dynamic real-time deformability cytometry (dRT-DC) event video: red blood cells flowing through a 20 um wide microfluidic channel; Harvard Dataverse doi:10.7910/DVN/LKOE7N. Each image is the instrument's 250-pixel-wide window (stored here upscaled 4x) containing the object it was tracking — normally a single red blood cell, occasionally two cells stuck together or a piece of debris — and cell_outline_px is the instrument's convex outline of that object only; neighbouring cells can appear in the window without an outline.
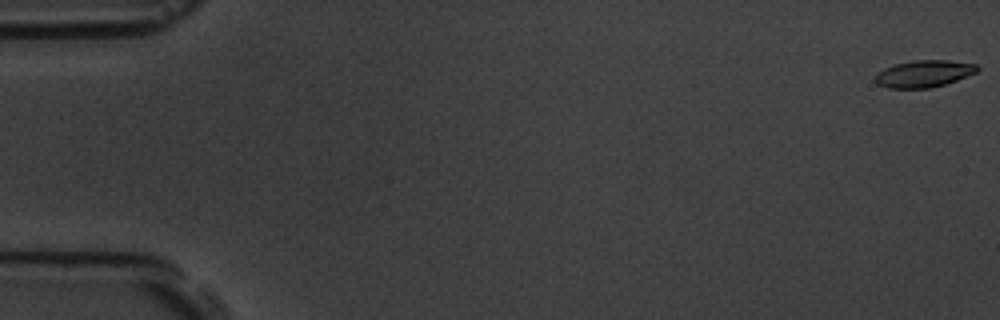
{"species": "common noctule bat (a hibernating species)", "species_latin": "Nyctalus noctula", "temperature_condition": "room temperature", "stored_images_in_passage": 58, "camera_frame_rate_fps": 3000, "um_per_image_px": 0.085, "animal": {"sex": "male", "body_mass_g": 19.5, "forearm_length_mm": 54.6}, "frame": {"image": 1, "passage_image": 1, "time_ms": 0.0, "image_size_px": [1000, 320], "cell_outline_px": [[980, 68], [976, 72], [956, 80], [944, 84], [928, 88], [888, 88], [876, 84], [876, 76], [884, 68], [896, 64], [912, 60], [948, 60], [976, 64]], "centroid_in_image_um": [78.54, 6.26], "position_along_channel_um": 6.5, "area_um2": 15.84}}
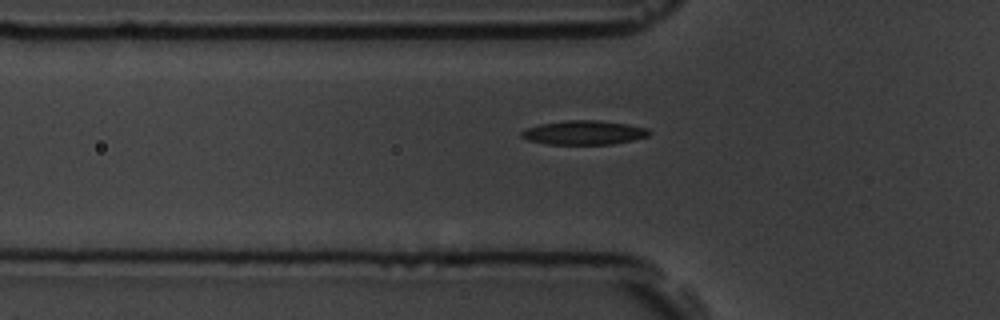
{"frame": {"image": 2, "passage_image": 20, "time_ms": 6.333, "image_size_px": [1000, 320], "cell_outline_px": [[652, 132], [648, 136], [632, 140], [612, 144], [548, 144], [528, 140], [520, 136], [520, 132], [528, 128], [540, 124], [568, 120], [600, 120], [628, 124], [648, 128]], "centroid_in_image_um": [49.66, 11.27], "position_along_channel_um": 76.1, "area_um2": 17.92}}
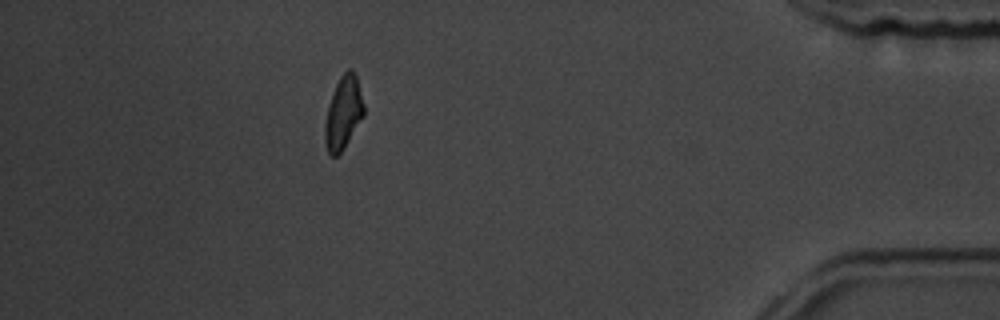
{"frame": {"image": 3, "passage_image": 52, "time_ms": 17.0, "image_size_px": [1000, 320], "cell_outline_px": [[364, 116], [344, 148], [336, 156], [332, 156], [328, 152], [324, 140], [324, 124], [328, 104], [332, 92], [340, 76], [348, 68], [352, 68], [356, 76], [364, 104]], "centroid_in_image_um": [29.17, 9.58], "position_along_channel_um": 406.0, "area_um2": 16.65}, "authors_computed_cell_mechanics": {"area_um2": 16.9643, "velocity_mm_per_s": 3.5523, "shape_relaxation_time_tau1_ms": 5.1096, "shape_relaxation_time_tau2_ms": 9.6276, "deformation_change_tau1": 0.1632, "deformation_change_tau2": 0.1614}}